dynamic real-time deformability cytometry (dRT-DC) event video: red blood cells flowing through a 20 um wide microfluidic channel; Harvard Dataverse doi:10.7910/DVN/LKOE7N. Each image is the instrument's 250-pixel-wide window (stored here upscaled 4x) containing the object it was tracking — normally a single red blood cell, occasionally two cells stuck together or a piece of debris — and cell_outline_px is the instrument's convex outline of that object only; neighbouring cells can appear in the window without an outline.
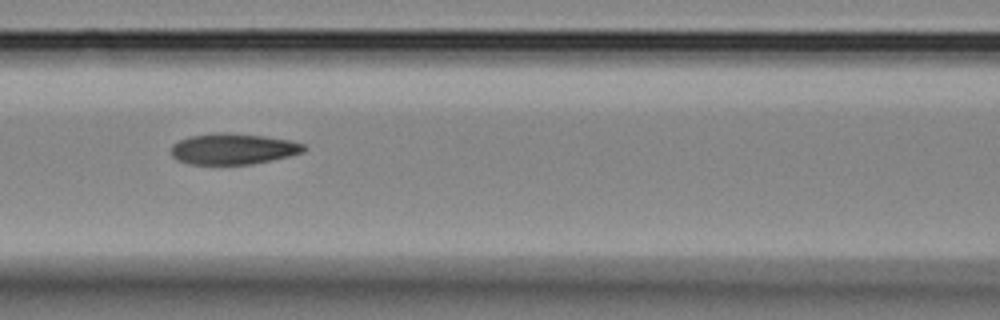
{"species": "Egyptian fruit bat (a non-hibernating species)", "species_latin": "Rousettus aegyptiacus", "temperature_condition": "room temperature", "stored_images_in_passage": 9, "camera_frame_rate_fps": 3000, "um_per_image_px": 0.085, "animal": {"sex": "female"}, "frame": {"image": 1, "passage_image": 6, "time_ms": 6.667, "image_size_px": [1000, 320], "cell_outline_px": [[308, 148], [304, 152], [272, 160], [252, 164], [188, 164], [176, 160], [172, 156], [172, 144], [188, 136], [216, 132], [228, 132], [264, 136], [292, 140], [304, 144]], "centroid_in_image_um": [19.83, 12.65], "position_along_channel_um": 146.8, "area_um2": 24.22}}
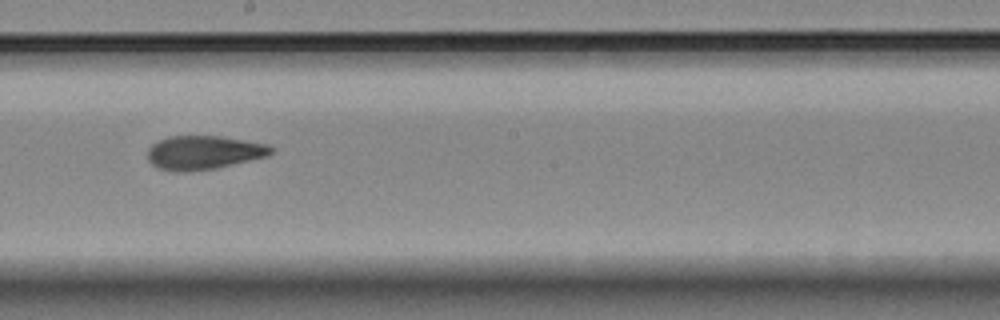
{"frame": {"image": 2, "passage_image": 8, "time_ms": 9.0, "image_size_px": [1000, 320], "cell_outline_px": [[276, 148], [268, 156], [216, 168], [184, 172], [176, 172], [160, 168], [152, 164], [148, 160], [148, 148], [152, 144], [168, 136], [220, 136], [268, 144]], "centroid_in_image_um": [17.33, 12.96], "position_along_channel_um": 230.9, "area_um2": 24.33}}
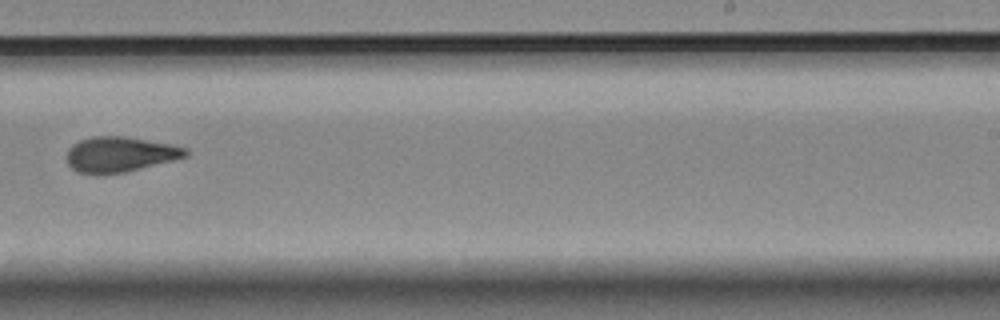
{"frame": {"image": 3, "passage_image": 9, "time_ms": 10.333, "image_size_px": [1000, 320], "cell_outline_px": [[188, 156], [124, 172], [96, 176], [80, 172], [72, 168], [68, 164], [68, 148], [72, 144], [80, 140], [92, 136], [124, 136], [172, 144], [188, 148]], "centroid_in_image_um": [10.18, 13.12], "position_along_channel_um": 278.8, "area_um2": 24.51}}